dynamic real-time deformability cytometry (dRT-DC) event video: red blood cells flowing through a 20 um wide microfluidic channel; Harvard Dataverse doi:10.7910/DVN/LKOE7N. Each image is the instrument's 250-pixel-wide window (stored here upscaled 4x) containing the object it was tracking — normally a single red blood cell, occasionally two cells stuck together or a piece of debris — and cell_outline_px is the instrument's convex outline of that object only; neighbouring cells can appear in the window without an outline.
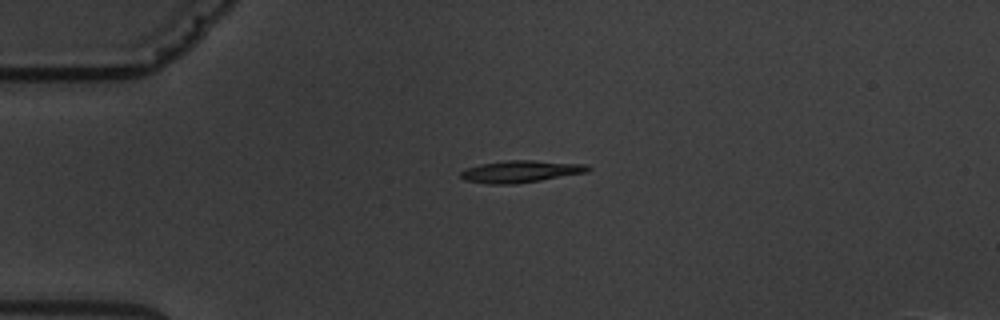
{"species": "common noctule bat (a hibernating species)", "species_latin": "Nyctalus noctula", "temperature_condition": "warm", "stored_images_in_passage": 6, "camera_frame_rate_fps": 3000, "um_per_image_px": 0.085, "animal": {"sex": "male", "body_mass_g": 19.5, "forearm_length_mm": 54.6}, "frame": {"image": 1, "passage_image": 6, "time_ms": 6.667, "image_size_px": [1000, 320], "cell_outline_px": [[592, 168], [588, 172], [516, 184], [488, 184], [464, 180], [460, 176], [460, 172], [468, 168], [480, 164], [508, 160], [532, 160], [588, 164]], "centroid_in_image_um": [44.28, 14.57], "position_along_channel_um": 40.7, "area_um2": 16.36}}